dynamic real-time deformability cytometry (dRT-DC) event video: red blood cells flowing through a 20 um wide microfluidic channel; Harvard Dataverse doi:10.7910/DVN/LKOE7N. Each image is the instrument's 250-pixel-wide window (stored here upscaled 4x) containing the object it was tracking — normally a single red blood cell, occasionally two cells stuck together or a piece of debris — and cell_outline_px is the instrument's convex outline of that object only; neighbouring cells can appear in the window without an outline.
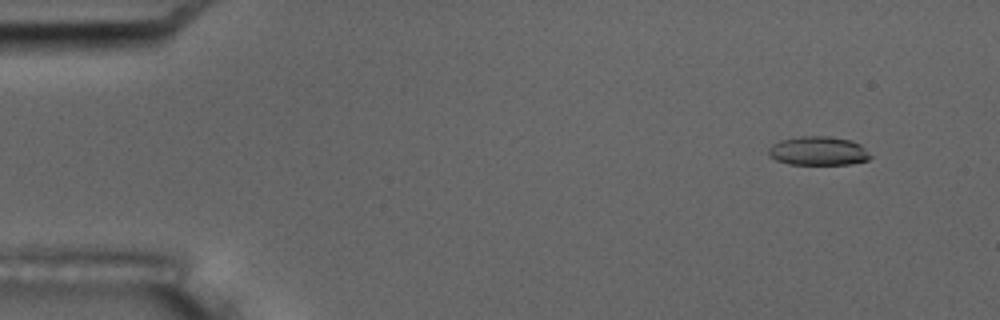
{"species": "common noctule bat (a hibernating species)", "species_latin": "Nyctalus noctula", "temperature_condition": "room temperature", "stored_images_in_passage": 7, "camera_frame_rate_fps": 3000, "um_per_image_px": 0.085, "animal": {"sex": "male", "body_mass_g": 17.5, "forearm_length_mm": 52.3}, "frame": {"image": 1, "passage_image": 2, "time_ms": 1.0, "image_size_px": [1000, 320], "cell_outline_px": [[872, 156], [868, 160], [852, 164], [788, 164], [776, 160], [768, 156], [768, 148], [772, 144], [780, 140], [800, 136], [828, 136], [852, 140], [860, 144]], "centroid_in_image_um": [69.54, 12.83], "position_along_channel_um": 15.5, "area_um2": 17.28}}